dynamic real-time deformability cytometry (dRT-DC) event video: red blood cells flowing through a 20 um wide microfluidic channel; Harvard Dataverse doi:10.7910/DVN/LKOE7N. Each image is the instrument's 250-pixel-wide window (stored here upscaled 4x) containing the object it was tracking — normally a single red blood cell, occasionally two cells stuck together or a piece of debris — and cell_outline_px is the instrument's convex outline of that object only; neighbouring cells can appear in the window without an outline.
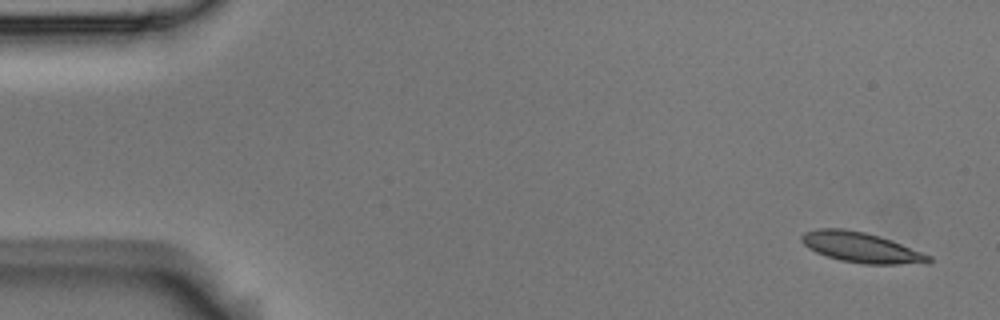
{"species": "Egyptian fruit bat (a non-hibernating species)", "species_latin": "Rousettus aegyptiacus", "temperature_condition": "room temperature", "stored_images_in_passage": 6, "camera_frame_rate_fps": 3000, "um_per_image_px": 0.085, "animal": {"sex": "male"}, "frame": {"image": 1, "passage_image": 1, "time_ms": 0.0, "image_size_px": [1000, 320], "cell_outline_px": [[932, 260], [928, 264], [864, 264], [840, 260], [816, 252], [808, 248], [800, 240], [800, 236], [804, 232], [820, 228], [844, 228], [864, 232], [880, 236], [892, 240], [932, 256]], "centroid_in_image_um": [73.22, 21.03], "position_along_channel_um": 11.8, "area_um2": 22.54}}
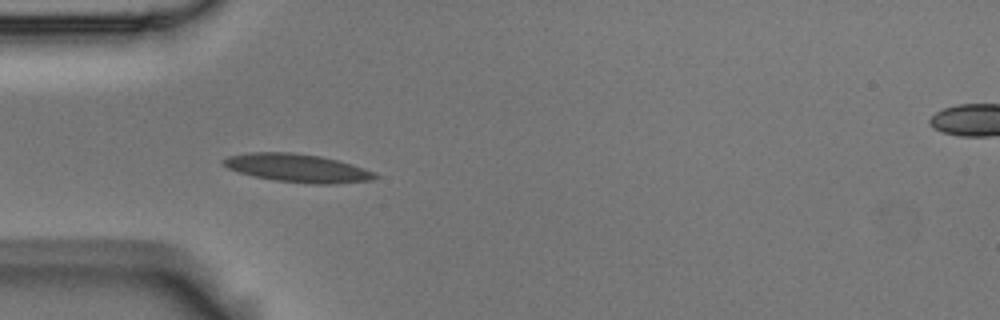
{"frame": {"image": 2, "passage_image": 5, "time_ms": 1.333, "image_size_px": [1000, 320], "cell_outline_px": [[380, 176], [372, 180], [336, 184], [312, 184], [276, 180], [252, 176], [228, 168], [220, 164], [220, 160], [228, 156], [248, 152], [292, 152], [320, 156], [352, 164], [376, 172]], "centroid_in_image_um": [25.28, 14.28], "position_along_channel_um": 59.7, "area_um2": 25.14}}
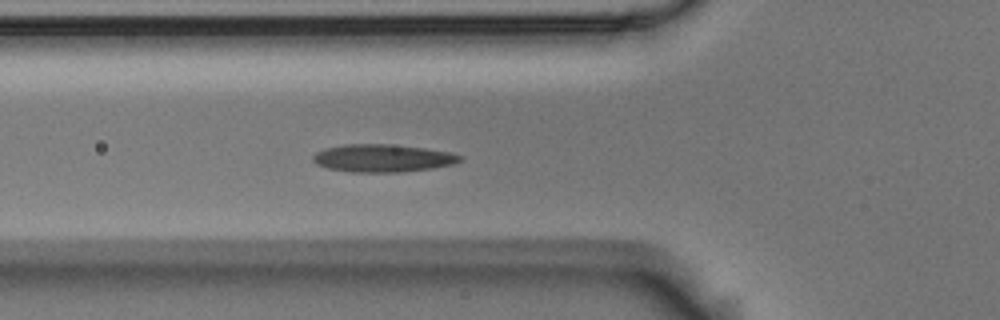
{"frame": {"image": 3, "passage_image": 6, "time_ms": 1.667, "image_size_px": [1000, 320], "cell_outline_px": [[464, 160], [452, 164], [432, 168], [400, 172], [352, 172], [328, 168], [316, 164], [312, 160], [312, 156], [316, 152], [324, 148], [344, 144], [388, 144], [424, 148], [448, 152], [464, 156]], "centroid_in_image_um": [32.51, 13.44], "position_along_channel_um": 93.3, "area_um2": 23.76}}